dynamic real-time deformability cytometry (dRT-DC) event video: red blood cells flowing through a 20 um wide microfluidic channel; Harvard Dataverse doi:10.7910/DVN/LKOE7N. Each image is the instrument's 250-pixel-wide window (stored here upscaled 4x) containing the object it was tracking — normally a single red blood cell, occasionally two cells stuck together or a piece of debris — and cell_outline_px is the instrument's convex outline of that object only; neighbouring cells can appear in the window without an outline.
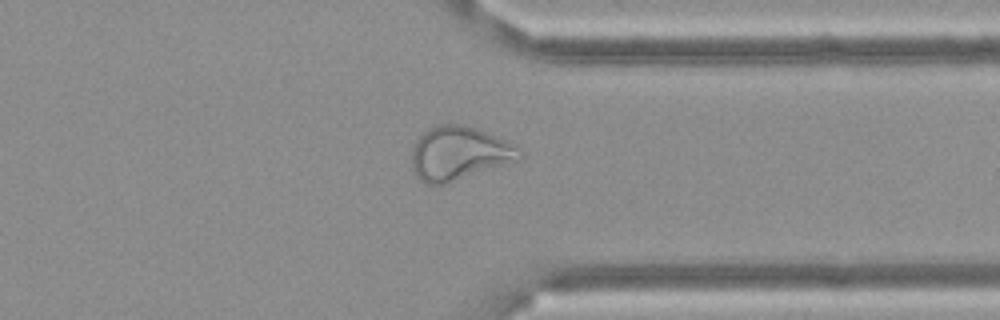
{"species": "Egyptian fruit bat (a non-hibernating species)", "species_latin": "Rousettus aegyptiacus", "temperature_condition": "cold", "stored_images_in_passage": 58, "camera_frame_rate_fps": 3000, "um_per_image_px": 0.085, "frame": {"image": 1, "passage_image": 45, "time_ms": 14.667, "image_size_px": [1000, 320], "cell_outline_px": [[524, 156], [520, 160], [444, 184], [424, 184], [420, 180], [412, 168], [412, 148], [420, 136], [428, 128], [436, 124], [460, 124], [476, 128], [508, 140], [516, 144], [520, 148]], "centroid_in_image_um": [39.06, 13.02], "position_along_channel_um": 372.3, "area_um2": 33.93}}
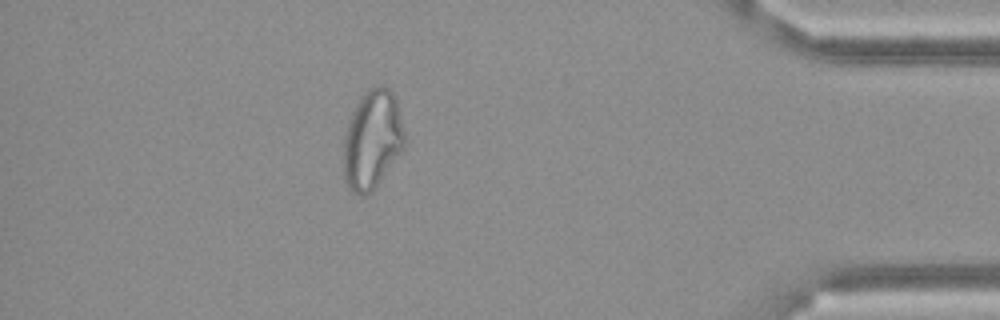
{"frame": {"image": 2, "passage_image": 51, "time_ms": 16.667, "image_size_px": [1000, 320], "cell_outline_px": [[404, 148], [372, 192], [364, 196], [360, 196], [352, 192], [348, 188], [344, 180], [344, 132], [352, 112], [360, 96], [368, 88], [380, 84], [384, 84], [392, 92], [396, 100], [404, 132]], "centroid_in_image_um": [31.62, 11.87], "position_along_channel_um": 403.6, "area_um2": 35.37}}